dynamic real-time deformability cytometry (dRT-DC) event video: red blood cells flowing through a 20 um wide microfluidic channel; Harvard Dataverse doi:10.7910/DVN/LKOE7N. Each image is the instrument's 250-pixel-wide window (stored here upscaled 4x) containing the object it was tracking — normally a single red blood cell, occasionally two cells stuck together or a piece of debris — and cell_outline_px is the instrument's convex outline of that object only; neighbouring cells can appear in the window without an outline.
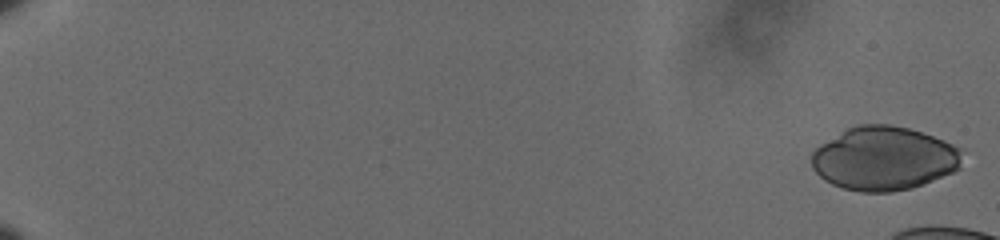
{"species": "human", "species_latin": "Homo sapiens", "temperature_condition": "cold", "stored_images_in_passage": 11, "camera_frame_rate_fps": 3000, "um_per_image_px": 0.085, "donor": {"sex": "male"}, "frame": {"image": 1, "passage_image": 1, "time_ms": 0.0, "image_size_px": [1000, 240], "cell_outline_px": [[960, 168], [952, 172], [912, 188], [892, 192], [860, 192], [844, 188], [832, 184], [824, 180], [812, 168], [812, 152], [820, 144], [848, 128], [860, 124], [888, 124], [908, 128], [944, 140], [952, 144], [956, 148]], "centroid_in_image_um": [75.07, 13.48], "position_along_channel_um": 9.9, "area_um2": 55.26}}